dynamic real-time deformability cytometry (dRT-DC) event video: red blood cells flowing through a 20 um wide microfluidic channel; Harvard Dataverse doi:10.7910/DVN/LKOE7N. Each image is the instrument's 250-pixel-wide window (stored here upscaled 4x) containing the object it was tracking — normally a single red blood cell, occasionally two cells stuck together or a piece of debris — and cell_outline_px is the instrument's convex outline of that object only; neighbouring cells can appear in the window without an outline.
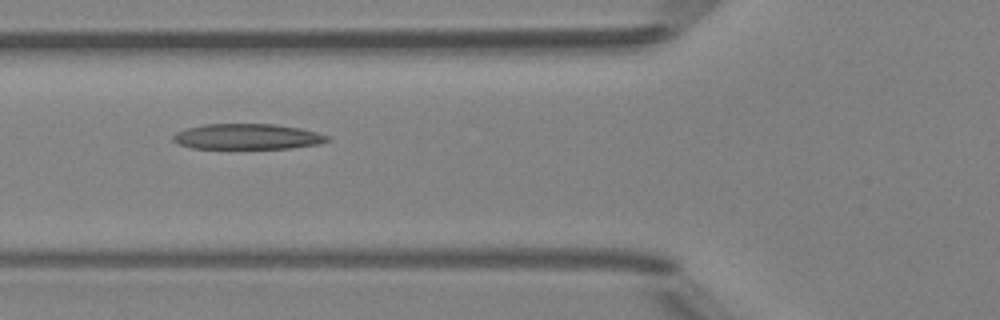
{"species": "Egyptian fruit bat (a non-hibernating species)", "species_latin": "Rousettus aegyptiacus", "temperature_condition": "room temperature", "stored_images_in_passage": 5, "camera_frame_rate_fps": 3000, "um_per_image_px": 0.085, "animal": {"sex": "female"}, "frame": {"image": 1, "passage_image": 3, "time_ms": 2.333, "image_size_px": [1000, 320], "cell_outline_px": [[332, 140], [320, 144], [288, 148], [192, 148], [180, 144], [172, 140], [172, 136], [176, 132], [184, 128], [204, 124], [276, 124], [300, 128], [316, 132], [328, 136]], "centroid_in_image_um": [21.02, 11.6], "position_along_channel_um": 104.8, "area_um2": 23.0}}
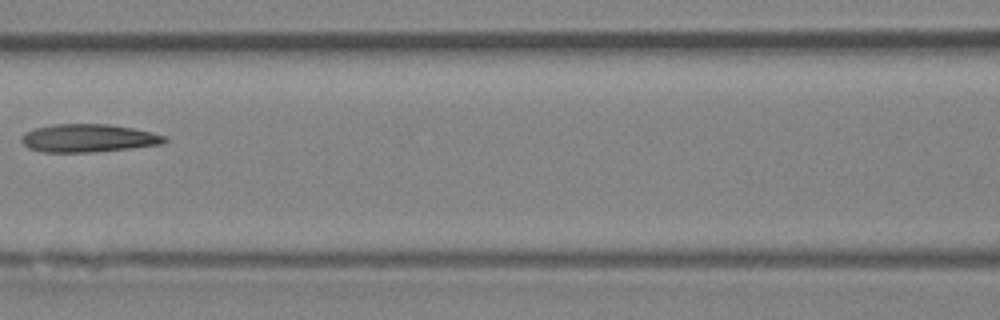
{"frame": {"image": 2, "passage_image": 4, "time_ms": 3.667, "image_size_px": [1000, 320], "cell_outline_px": [[168, 140], [160, 144], [128, 148], [92, 152], [44, 152], [28, 148], [20, 140], [20, 136], [24, 132], [36, 128], [52, 124], [108, 124], [132, 128], [152, 132], [164, 136]], "centroid_in_image_um": [7.45, 11.73], "position_along_channel_um": 159.2, "area_um2": 23.24}}
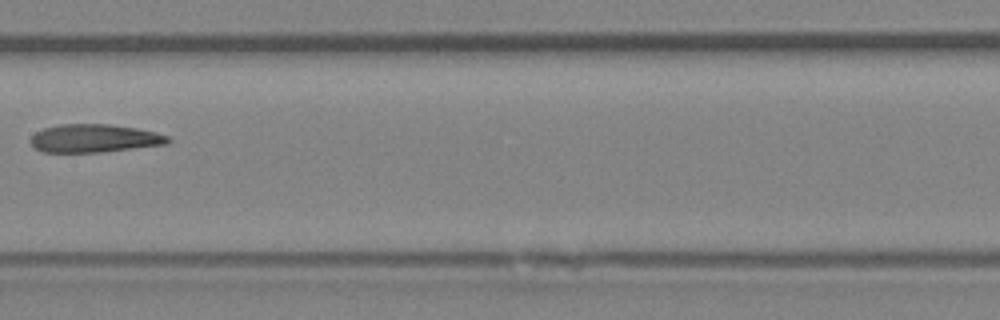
{"frame": {"image": 3, "passage_image": 5, "time_ms": 4.667, "image_size_px": [1000, 320], "cell_outline_px": [[172, 140], [168, 144], [100, 152], [40, 152], [32, 148], [28, 140], [36, 132], [44, 128], [60, 124], [108, 124], [136, 128], [156, 132], [168, 136]], "centroid_in_image_um": [7.98, 11.76], "position_along_channel_um": 199.4, "area_um2": 22.72}}